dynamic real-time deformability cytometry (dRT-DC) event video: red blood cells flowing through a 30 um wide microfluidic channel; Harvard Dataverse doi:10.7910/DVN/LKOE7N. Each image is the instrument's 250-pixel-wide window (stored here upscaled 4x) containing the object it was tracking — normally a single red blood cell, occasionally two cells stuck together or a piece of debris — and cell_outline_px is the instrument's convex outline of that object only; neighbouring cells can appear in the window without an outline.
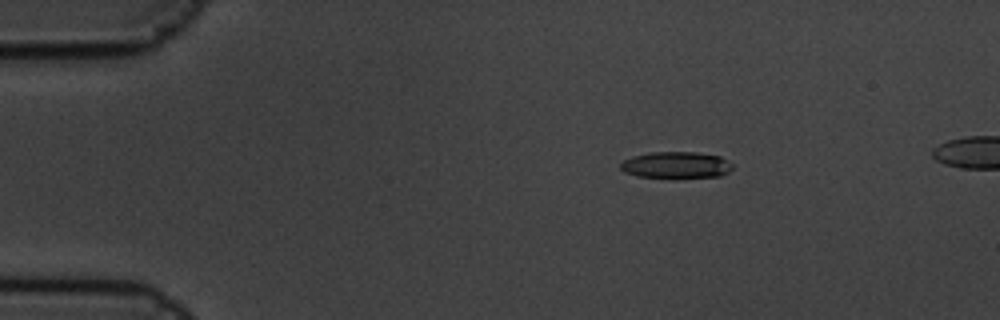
{"species": "common noctule bat (a hibernating species)", "species_latin": "Nyctalus noctula", "temperature_condition": "cold", "stored_images_in_passage": 10, "camera_frame_rate_fps": 3000, "um_per_image_px": 0.085, "animal": {"sex": "male", "body_mass_g": 19.5, "forearm_length_mm": 54.6}, "frame": {"image": 1, "passage_image": 1, "time_ms": 0.0, "image_size_px": [1000, 320], "cell_outline_px": [[732, 168], [728, 172], [720, 176], [676, 180], [672, 180], [636, 176], [624, 172], [620, 168], [620, 164], [624, 160], [632, 156], [652, 152], [696, 152], [720, 156], [732, 164]], "centroid_in_image_um": [57.45, 14.07], "position_along_channel_um": 27.5, "area_um2": 18.09}}
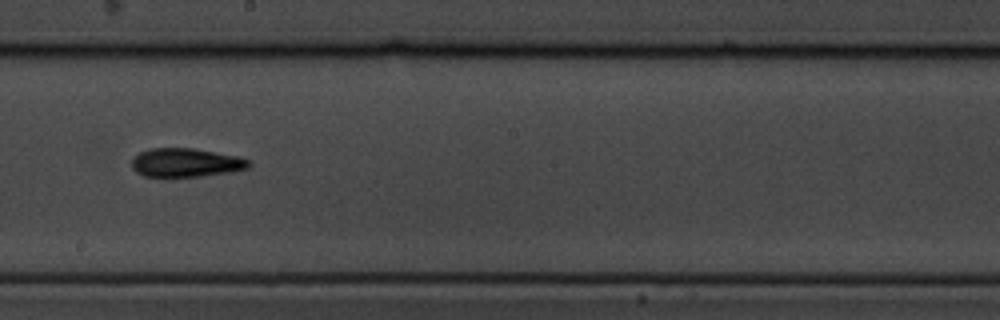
{"frame": {"image": 2, "passage_image": 7, "time_ms": 2.0, "image_size_px": [1000, 320], "cell_outline_px": [[252, 164], [248, 168], [232, 172], [200, 176], [144, 176], [136, 172], [132, 168], [132, 160], [140, 152], [148, 148], [192, 148], [236, 156], [252, 160]], "centroid_in_image_um": [15.82, 13.82], "position_along_channel_um": 232.4, "area_um2": 19.54}}
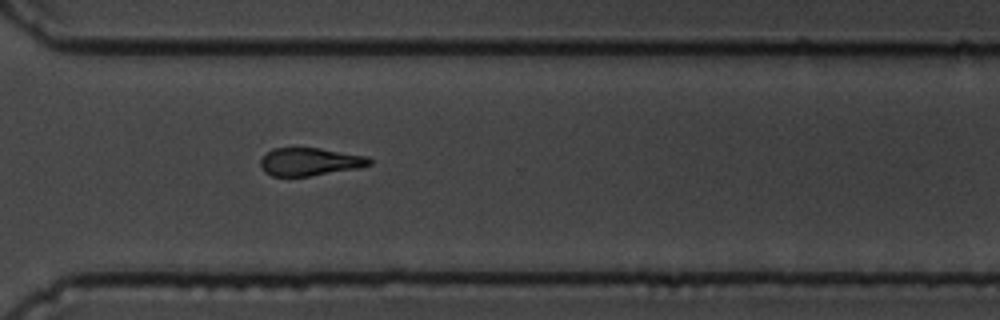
{"frame": {"image": 3, "passage_image": 10, "time_ms": 3.0, "image_size_px": [1000, 320], "cell_outline_px": [[372, 164], [360, 168], [312, 176], [272, 176], [264, 172], [260, 168], [260, 160], [272, 148], [320, 148], [368, 156], [372, 160]], "centroid_in_image_um": [26.36, 13.75], "position_along_channel_um": 344.2, "area_um2": 17.92}}